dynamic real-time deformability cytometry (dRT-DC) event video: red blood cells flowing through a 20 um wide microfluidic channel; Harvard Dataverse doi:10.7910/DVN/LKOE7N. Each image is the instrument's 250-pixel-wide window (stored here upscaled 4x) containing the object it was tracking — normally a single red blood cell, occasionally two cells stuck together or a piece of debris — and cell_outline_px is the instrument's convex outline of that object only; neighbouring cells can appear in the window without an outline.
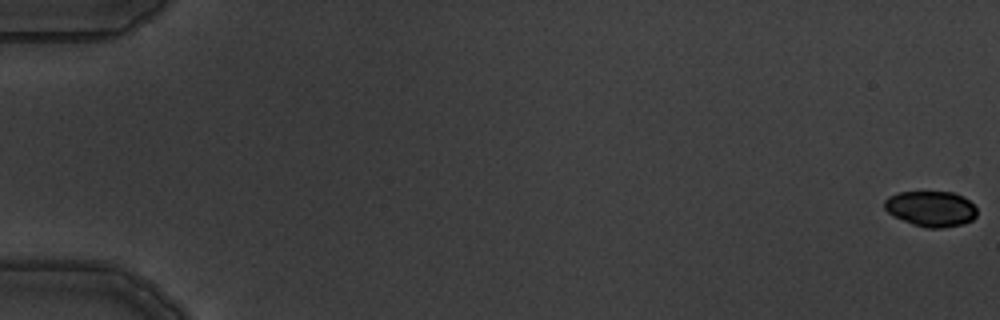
{"species": "common noctule bat (a hibernating species)", "species_latin": "Nyctalus noctula", "temperature_condition": "warm", "stored_images_in_passage": 6, "camera_frame_rate_fps": 3000, "um_per_image_px": 0.085, "animal": {"sex": "male", "body_mass_g": 19.5, "forearm_length_mm": 54.6}, "frame": {"image": 1, "passage_image": 1, "time_ms": 0.0, "image_size_px": [1000, 320], "cell_outline_px": [[976, 216], [972, 220], [964, 224], [944, 228], [924, 228], [912, 224], [888, 212], [884, 208], [884, 200], [888, 196], [900, 192], [952, 192], [964, 196], [976, 208]], "centroid_in_image_um": [79.14, 17.75], "position_along_channel_um": 5.9, "area_um2": 19.19}}
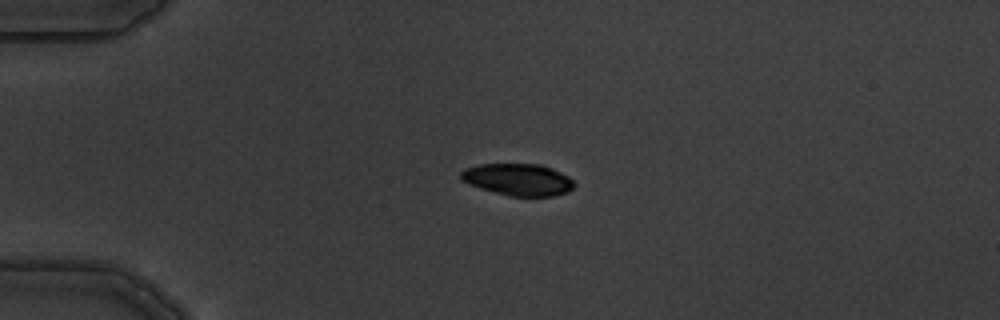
{"frame": {"image": 2, "passage_image": 5, "time_ms": 4.667, "image_size_px": [1000, 320], "cell_outline_px": [[576, 184], [568, 192], [552, 196], [508, 196], [480, 188], [468, 184], [460, 180], [460, 172], [464, 168], [480, 164], [540, 164], [552, 168], [568, 176]], "centroid_in_image_um": [44.01, 15.26], "position_along_channel_um": 41.0, "area_um2": 21.21}}